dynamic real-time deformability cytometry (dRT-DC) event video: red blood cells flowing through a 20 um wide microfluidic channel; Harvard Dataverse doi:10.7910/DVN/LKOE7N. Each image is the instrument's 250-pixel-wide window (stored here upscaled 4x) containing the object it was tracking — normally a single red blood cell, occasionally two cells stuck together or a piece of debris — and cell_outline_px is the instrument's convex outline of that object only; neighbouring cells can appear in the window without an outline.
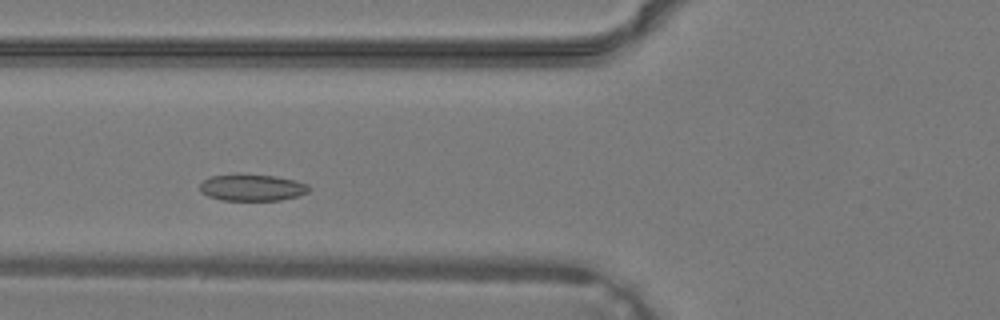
{"species": "common noctule bat (a hibernating species)", "species_latin": "Nyctalus noctula", "temperature_condition": "warm", "stored_images_in_passage": 24, "camera_frame_rate_fps": 3000, "um_per_image_px": 0.085, "animal": {"sex": "male", "body_mass_g": 19.2, "forearm_length_mm": 51.8}, "frame": {"image": 1, "passage_image": 4, "time_ms": 1.0, "image_size_px": [1000, 320], "cell_outline_px": [[312, 188], [308, 192], [296, 196], [280, 200], [220, 200], [208, 196], [200, 192], [200, 184], [204, 180], [212, 176], [236, 172], [276, 176], [296, 180], [308, 184]], "centroid_in_image_um": [21.42, 15.91], "position_along_channel_um": 104.4, "area_um2": 17.4}}
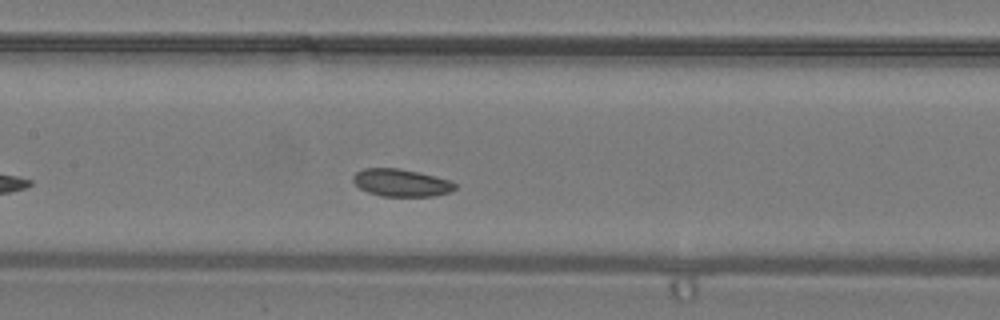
{"frame": {"image": 2, "passage_image": 8, "time_ms": 2.333, "image_size_px": [1000, 320], "cell_outline_px": [[456, 188], [452, 192], [432, 196], [380, 196], [368, 192], [360, 188], [352, 180], [352, 176], [356, 172], [364, 168], [400, 168], [452, 180], [456, 184]], "centroid_in_image_um": [34.12, 15.53], "position_along_channel_um": 173.3, "area_um2": 16.42}}
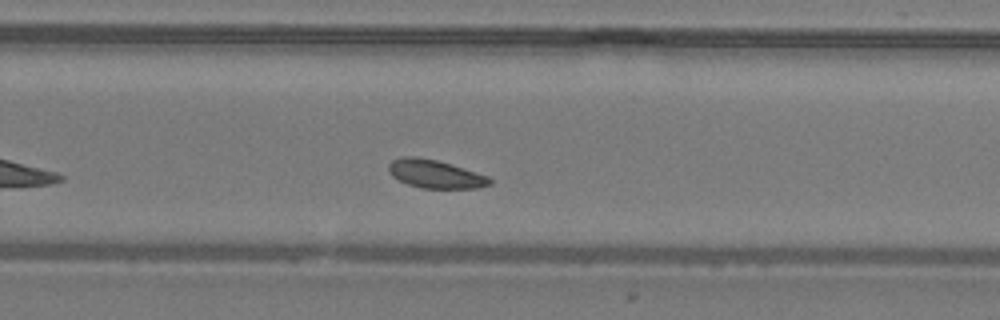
{"frame": {"image": 3, "passage_image": 15, "time_ms": 4.667, "image_size_px": [1000, 320], "cell_outline_px": [[492, 184], [480, 188], [420, 188], [408, 184], [392, 176], [388, 172], [388, 164], [392, 160], [400, 156], [416, 156], [436, 160], [488, 176], [492, 180]], "centroid_in_image_um": [36.97, 14.79], "position_along_channel_um": 292.8, "area_um2": 16.65}}